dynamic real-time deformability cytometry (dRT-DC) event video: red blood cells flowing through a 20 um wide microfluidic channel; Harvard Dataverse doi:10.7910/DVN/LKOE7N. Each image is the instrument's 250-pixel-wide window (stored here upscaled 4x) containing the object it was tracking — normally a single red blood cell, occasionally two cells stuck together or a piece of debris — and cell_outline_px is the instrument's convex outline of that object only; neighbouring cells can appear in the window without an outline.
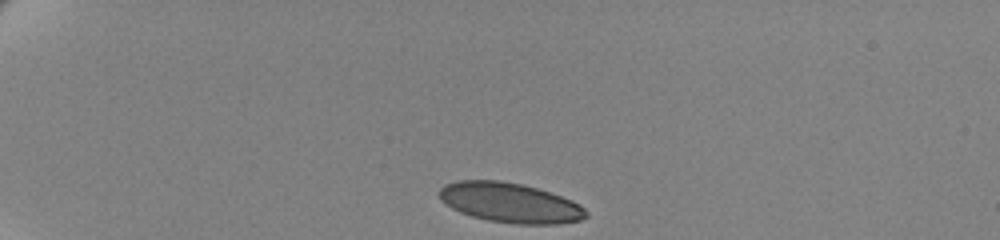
{"species": "human", "species_latin": "Homo sapiens", "temperature_condition": "cold", "stored_images_in_passage": 28, "camera_frame_rate_fps": 3000, "um_per_image_px": 0.085, "donor": {"sex": "female"}, "frame": {"image": 1, "passage_image": 1, "time_ms": 0.0, "image_size_px": [1000, 240], "cell_outline_px": [[588, 216], [580, 220], [556, 224], [516, 224], [488, 220], [472, 216], [460, 212], [452, 208], [440, 200], [436, 192], [444, 184], [460, 180], [500, 180], [520, 184], [536, 188], [572, 200], [580, 204], [588, 212]], "centroid_in_image_um": [43.32, 17.23], "position_along_channel_um": 41.7, "area_um2": 34.1}}
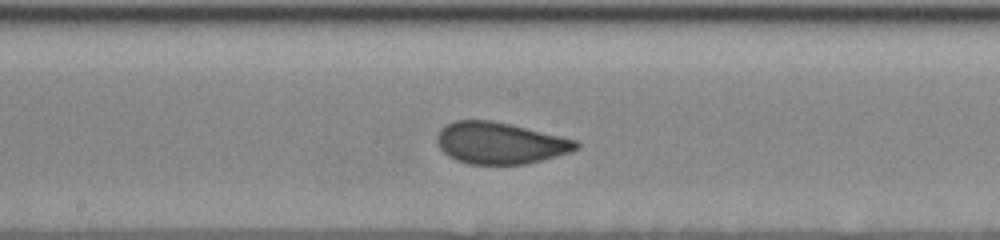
{"frame": {"image": 2, "passage_image": 16, "time_ms": 5.0, "image_size_px": [1000, 240], "cell_outline_px": [[580, 148], [572, 152], [528, 164], [468, 164], [456, 160], [448, 156], [440, 148], [436, 140], [436, 136], [440, 128], [456, 120], [492, 120], [512, 124], [576, 140], [580, 144]], "centroid_in_image_um": [42.52, 12.16], "position_along_channel_um": 205.7, "area_um2": 33.99}}
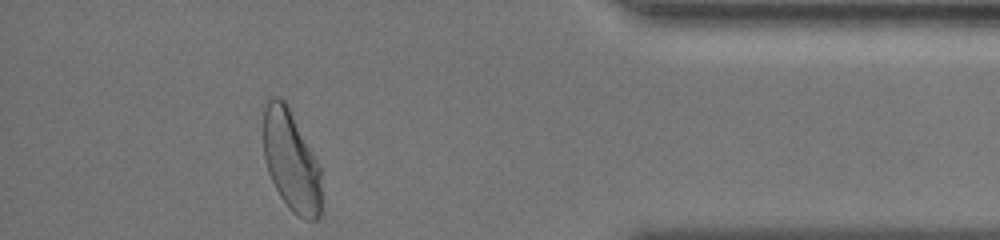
{"frame": {"image": 3, "passage_image": 28, "time_ms": 9.0, "image_size_px": [1000, 240], "cell_outline_px": [[320, 216], [316, 220], [304, 220], [292, 212], [288, 208], [280, 196], [268, 172], [264, 160], [264, 100], [272, 96], [276, 96], [284, 100], [288, 104], [320, 164]], "centroid_in_image_um": [24.74, 13.63], "position_along_channel_um": 410.5, "area_um2": 34.56}, "authors_computed_cell_mechanics": {"area_um2": 34.4777, "velocity_mm_per_s": 3.5277, "shape_relaxation_time_tau1_ms": 4.1042, "shape_relaxation_time_tau2_ms": null, "deformation_change_tau1": 0.1389, "deformation_change_tau2": null}}